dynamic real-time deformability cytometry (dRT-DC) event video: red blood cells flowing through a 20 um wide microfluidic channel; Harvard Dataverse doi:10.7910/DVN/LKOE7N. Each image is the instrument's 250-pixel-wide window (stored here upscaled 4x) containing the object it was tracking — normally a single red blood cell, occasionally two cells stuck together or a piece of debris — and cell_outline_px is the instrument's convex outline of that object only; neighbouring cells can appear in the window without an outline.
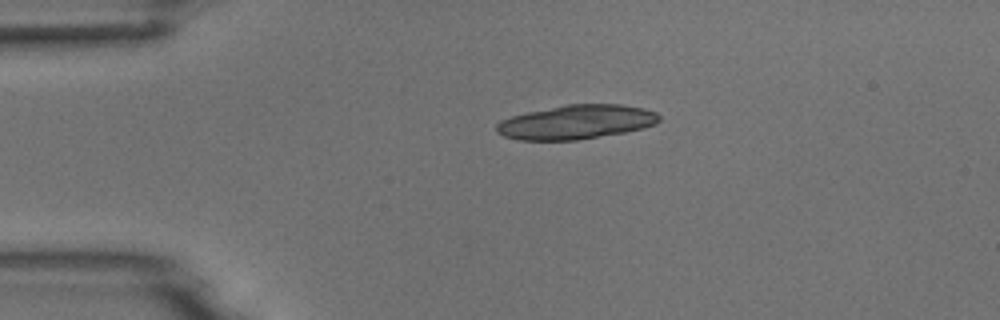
{"species": "common noctule bat (a hibernating species)", "species_latin": "Nyctalus noctula", "temperature_condition": "room temperature", "stored_images_in_passage": 2, "camera_frame_rate_fps": 3000, "um_per_image_px": 0.085, "animal": {"sex": "male", "body_mass_g": 18.8}, "frame": {"image": 1, "passage_image": 1, "time_ms": 0.0, "image_size_px": [1000, 320], "cell_outline_px": [[660, 120], [656, 124], [644, 128], [624, 132], [576, 140], [520, 140], [504, 136], [496, 132], [496, 124], [500, 120], [512, 116], [528, 112], [568, 104], [620, 104], [644, 108], [656, 112], [660, 116]], "centroid_in_image_um": [48.99, 10.37], "position_along_channel_um": 36.0, "area_um2": 32.31}}